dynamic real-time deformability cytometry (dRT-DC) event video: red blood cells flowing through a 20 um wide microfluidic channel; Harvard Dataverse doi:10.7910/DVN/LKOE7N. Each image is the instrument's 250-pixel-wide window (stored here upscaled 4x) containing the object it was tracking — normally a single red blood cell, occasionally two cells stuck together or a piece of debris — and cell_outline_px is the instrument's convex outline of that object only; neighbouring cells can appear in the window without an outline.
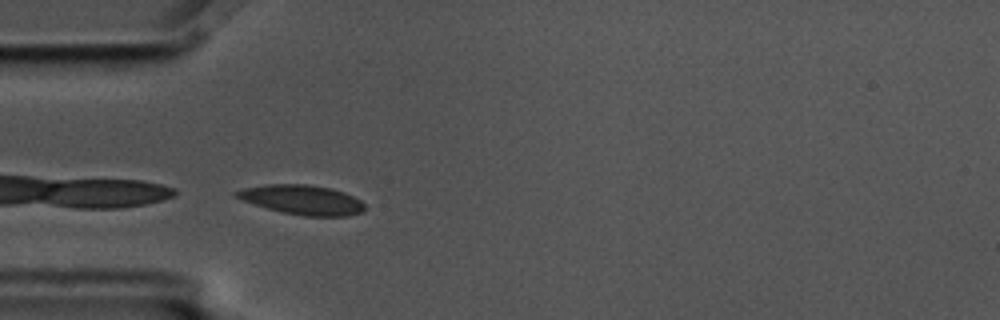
{"species": "common noctule bat (a hibernating species)", "species_latin": "Nyctalus noctula", "temperature_condition": "cold", "stored_images_in_passage": 39, "camera_frame_rate_fps": 3000, "um_per_image_px": 0.085, "animal": {"sex": "male", "body_mass_g": 17.5, "forearm_length_mm": 52.3}, "frame": {"image": 1, "passage_image": 1, "time_ms": 0.0, "image_size_px": [1000, 320], "cell_outline_px": [[364, 208], [360, 212], [348, 216], [304, 216], [280, 212], [232, 196], [232, 192], [244, 188], [264, 184], [304, 184], [328, 188], [344, 192], [360, 200], [364, 204]], "centroid_in_image_um": [25.64, 16.98], "position_along_channel_um": 59.4, "area_um2": 21.91}}
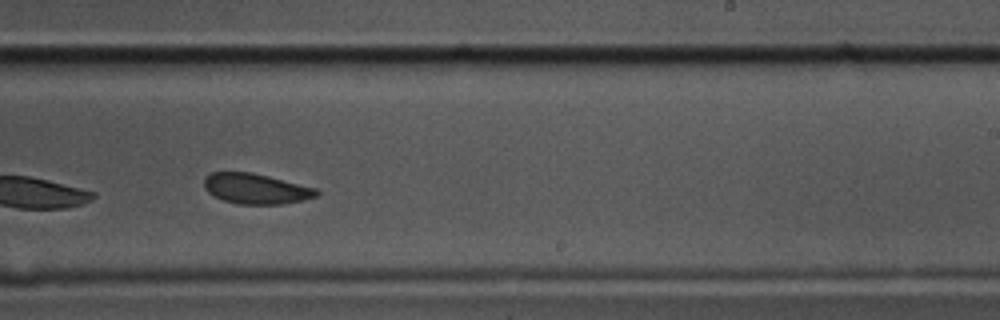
{"frame": {"image": 2, "passage_image": 19, "time_ms": 6.0, "image_size_px": [1000, 320], "cell_outline_px": [[320, 192], [316, 196], [304, 200], [284, 204], [236, 204], [224, 200], [208, 192], [204, 188], [204, 176], [212, 172], [252, 172], [316, 188]], "centroid_in_image_um": [21.74, 16.04], "position_along_channel_um": 267.3, "area_um2": 19.88}}
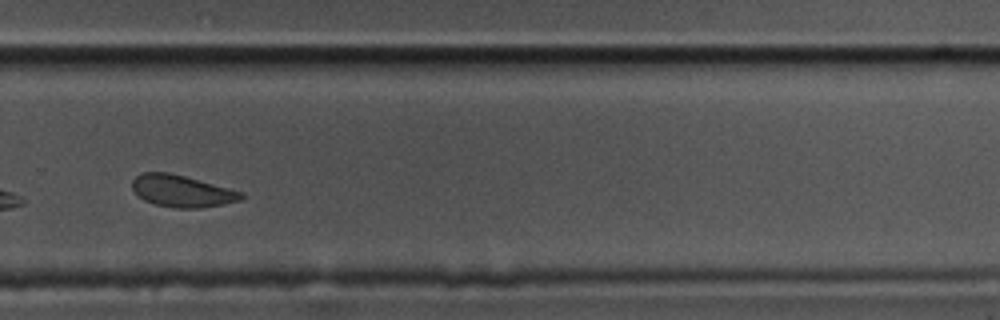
{"frame": {"image": 3, "passage_image": 23, "time_ms": 7.333, "image_size_px": [1000, 320], "cell_outline_px": [[244, 196], [240, 200], [224, 204], [200, 208], [176, 208], [156, 204], [144, 200], [132, 188], [132, 180], [140, 172], [168, 172], [184, 176], [244, 192]], "centroid_in_image_um": [15.46, 16.23], "position_along_channel_um": 314.3, "area_um2": 20.11}, "authors_computed_cell_mechanics": {"area_um2": 21.2704, "velocity_mm_per_s": 3.5258, "shape_relaxation_time_tau1_ms": 2.5682, "shape_relaxation_time_tau2_ms": 1.5185, "deformation_change_tau1": 0.0615, "deformation_change_tau2": 0.056}}